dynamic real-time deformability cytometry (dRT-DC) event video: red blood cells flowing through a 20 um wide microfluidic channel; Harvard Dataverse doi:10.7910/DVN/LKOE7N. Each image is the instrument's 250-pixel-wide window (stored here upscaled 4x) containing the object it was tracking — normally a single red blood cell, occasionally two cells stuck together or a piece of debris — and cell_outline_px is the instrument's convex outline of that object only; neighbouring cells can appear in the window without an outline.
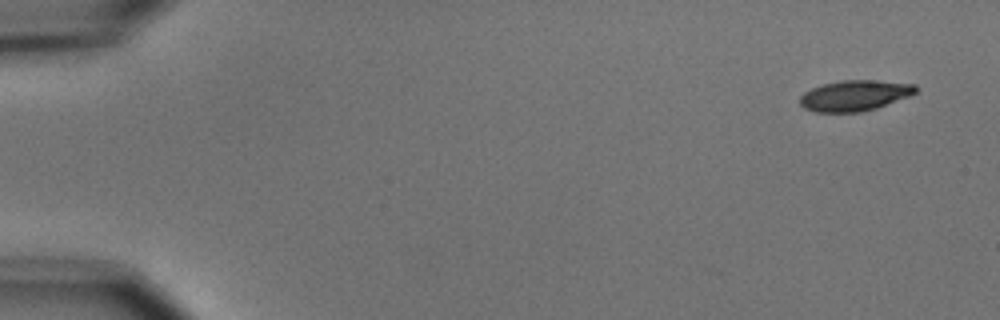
{"species": "common noctule bat (a hibernating species)", "species_latin": "Nyctalus noctula", "temperature_condition": "cold", "stored_images_in_passage": 4, "camera_frame_rate_fps": 3000, "um_per_image_px": 0.085, "animal": {"sex": "male", "body_mass_g": 15.6}, "frame": {"image": 1, "passage_image": 1, "time_ms": 0.0, "image_size_px": [1000, 320], "cell_outline_px": [[920, 88], [916, 92], [908, 96], [876, 108], [860, 112], [816, 112], [804, 108], [800, 104], [800, 96], [804, 92], [812, 88], [824, 84], [840, 80], [876, 80], [916, 84]], "centroid_in_image_um": [72.66, 8.11], "position_along_channel_um": 12.3, "area_um2": 20.69}}
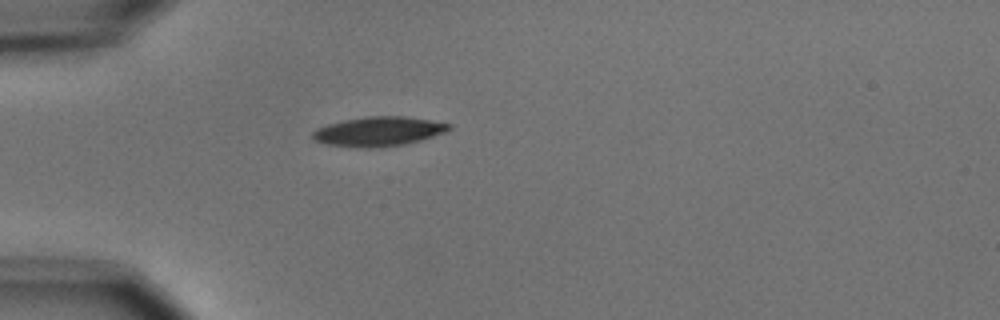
{"frame": {"image": 2, "passage_image": 4, "time_ms": 4.333, "image_size_px": [1000, 320], "cell_outline_px": [[452, 128], [444, 132], [420, 140], [404, 144], [376, 148], [356, 148], [324, 144], [316, 140], [312, 136], [312, 132], [316, 128], [328, 124], [344, 120], [364, 116], [404, 116], [432, 120], [452, 124]], "centroid_in_image_um": [32.16, 11.17], "position_along_channel_um": 52.8, "area_um2": 23.52}}